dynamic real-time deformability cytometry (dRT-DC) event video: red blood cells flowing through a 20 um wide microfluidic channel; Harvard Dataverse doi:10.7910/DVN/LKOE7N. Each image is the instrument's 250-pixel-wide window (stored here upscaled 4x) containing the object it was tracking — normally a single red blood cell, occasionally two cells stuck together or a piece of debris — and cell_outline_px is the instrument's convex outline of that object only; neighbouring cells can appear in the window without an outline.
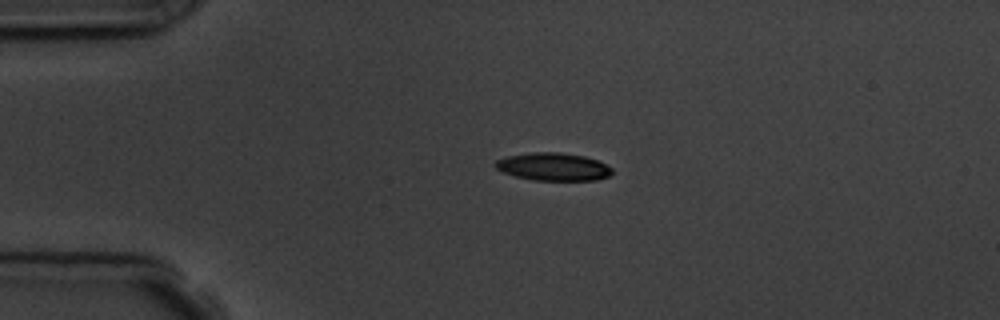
{"species": "common noctule bat (a hibernating species)", "species_latin": "Nyctalus noctula", "temperature_condition": "room temperature", "stored_images_in_passage": 2, "camera_frame_rate_fps": 3000, "um_per_image_px": 0.085, "animal": {"sex": "male", "body_mass_g": 19.5, "forearm_length_mm": 54.6}, "frame": {"image": 1, "passage_image": 1, "time_ms": 0.0, "image_size_px": [1000, 320], "cell_outline_px": [[612, 172], [608, 176], [596, 180], [532, 180], [516, 176], [504, 172], [496, 168], [492, 164], [496, 160], [508, 156], [532, 152], [560, 152], [584, 156], [596, 160], [612, 168]], "centroid_in_image_um": [47.0, 14.17], "position_along_channel_um": 38.0, "area_um2": 18.79}}